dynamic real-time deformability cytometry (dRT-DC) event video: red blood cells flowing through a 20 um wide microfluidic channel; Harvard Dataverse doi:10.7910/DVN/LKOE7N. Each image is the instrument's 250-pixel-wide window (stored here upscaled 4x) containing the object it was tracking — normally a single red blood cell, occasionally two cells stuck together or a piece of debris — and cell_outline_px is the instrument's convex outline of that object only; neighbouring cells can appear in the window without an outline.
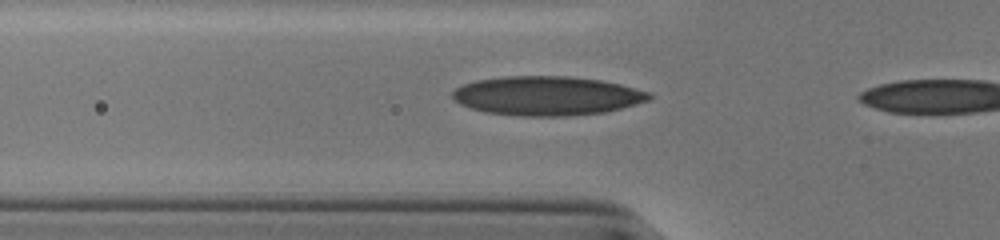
{"species": "human", "species_latin": "Homo sapiens", "temperature_condition": "cold", "stored_images_in_passage": 29, "camera_frame_rate_fps": 3000, "um_per_image_px": 0.085, "donor": {"sex": "male"}, "frame": {"image": 1, "passage_image": 4, "time_ms": 1.0, "image_size_px": [1000, 240], "cell_outline_px": [[652, 96], [648, 100], [636, 104], [604, 112], [564, 116], [520, 116], [484, 112], [460, 104], [452, 100], [452, 92], [456, 88], [464, 84], [476, 80], [504, 76], [572, 76], [600, 80], [620, 84], [648, 92]], "centroid_in_image_um": [46.44, 8.14], "position_along_channel_um": 79.4, "area_um2": 44.8}}
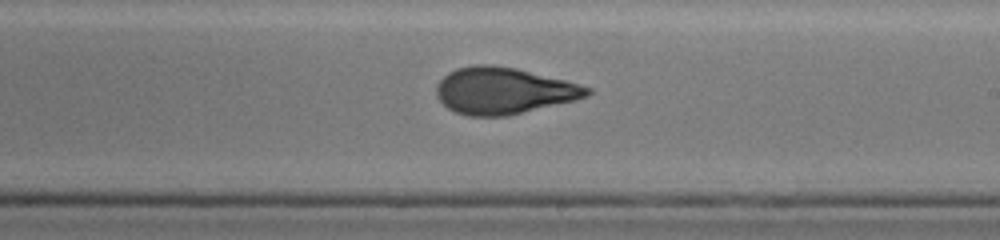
{"frame": {"image": 2, "passage_image": 17, "time_ms": 5.333, "image_size_px": [1000, 240], "cell_outline_px": [[592, 92], [588, 96], [572, 100], [504, 116], [468, 116], [456, 112], [448, 108], [436, 96], [436, 84], [448, 72], [456, 68], [476, 64], [492, 64], [516, 68], [564, 80], [592, 88]], "centroid_in_image_um": [42.75, 7.69], "position_along_channel_um": 246.3, "area_um2": 40.52}}
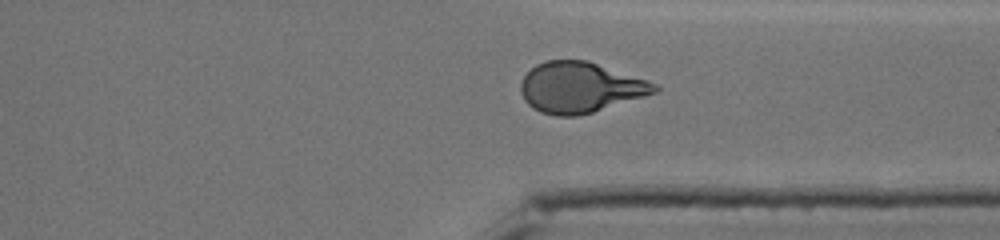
{"frame": {"image": 3, "passage_image": 26, "time_ms": 8.333, "image_size_px": [1000, 240], "cell_outline_px": [[660, 88], [656, 92], [644, 96], [592, 112], [576, 116], [556, 116], [540, 112], [532, 108], [524, 100], [520, 92], [520, 84], [524, 76], [536, 64], [548, 60], [588, 60], [660, 84]], "centroid_in_image_um": [49.31, 7.42], "position_along_channel_um": 362.1, "area_um2": 39.54}}